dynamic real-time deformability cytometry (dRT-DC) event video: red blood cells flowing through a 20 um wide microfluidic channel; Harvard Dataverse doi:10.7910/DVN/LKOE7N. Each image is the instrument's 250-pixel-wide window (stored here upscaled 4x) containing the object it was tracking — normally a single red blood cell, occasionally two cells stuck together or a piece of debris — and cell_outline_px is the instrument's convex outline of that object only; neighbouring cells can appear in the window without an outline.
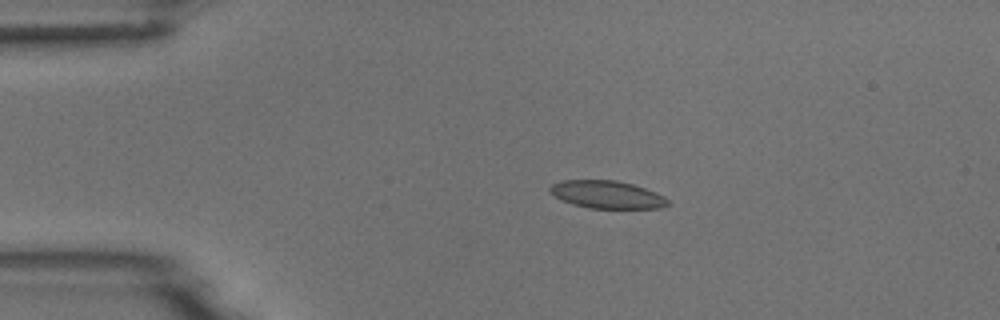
{"species": "common noctule bat (a hibernating species)", "species_latin": "Nyctalus noctula", "temperature_condition": "room temperature", "stored_images_in_passage": 4, "camera_frame_rate_fps": 3000, "um_per_image_px": 0.085, "animal": {"sex": "male", "body_mass_g": 18.8}, "frame": {"image": 1, "passage_image": 3, "time_ms": 3.333, "image_size_px": [1000, 320], "cell_outline_px": [[668, 204], [660, 208], [588, 208], [572, 204], [556, 196], [548, 188], [552, 184], [564, 180], [616, 180], [632, 184], [656, 192], [664, 196], [668, 200]], "centroid_in_image_um": [51.61, 16.53], "position_along_channel_um": 33.4, "area_um2": 18.79}}